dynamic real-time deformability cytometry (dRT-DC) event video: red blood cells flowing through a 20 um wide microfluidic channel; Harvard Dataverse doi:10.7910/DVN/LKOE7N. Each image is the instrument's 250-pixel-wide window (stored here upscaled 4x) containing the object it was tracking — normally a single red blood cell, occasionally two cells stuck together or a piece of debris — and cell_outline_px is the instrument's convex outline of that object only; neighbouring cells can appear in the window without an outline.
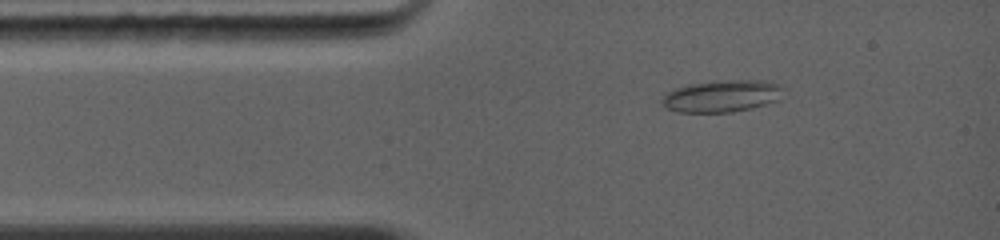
{"species": "common noctule bat (a hibernating species)", "species_latin": "Nyctalus noctula", "temperature_condition": "warm", "stored_images_in_passage": 61, "camera_frame_rate_fps": 5000, "um_per_image_px": 0.085, "animal": {"sex": "female", "body_mass_g": 19.0, "forearm_length_mm": 56.7}, "frame": {"image": 1, "passage_image": 7, "time_ms": 1.4, "image_size_px": [1000, 240], "cell_outline_px": [[784, 88], [776, 100], [764, 104], [732, 112], [676, 112], [668, 108], [664, 104], [664, 96], [672, 88], [688, 84], [716, 80], [768, 80]], "centroid_in_image_um": [61.33, 8.14], "position_along_channel_um": 23.7, "area_um2": 22.37}}
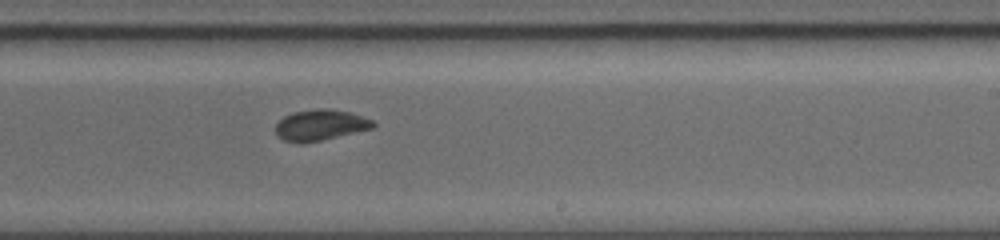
{"frame": {"image": 2, "passage_image": 32, "time_ms": 7.4, "image_size_px": [1000, 240], "cell_outline_px": [[376, 124], [372, 128], [320, 140], [284, 140], [276, 132], [276, 124], [284, 116], [292, 112], [316, 108], [328, 108], [352, 112], [372, 120]], "centroid_in_image_um": [27.27, 10.56], "position_along_channel_um": 261.7, "area_um2": 16.94}}
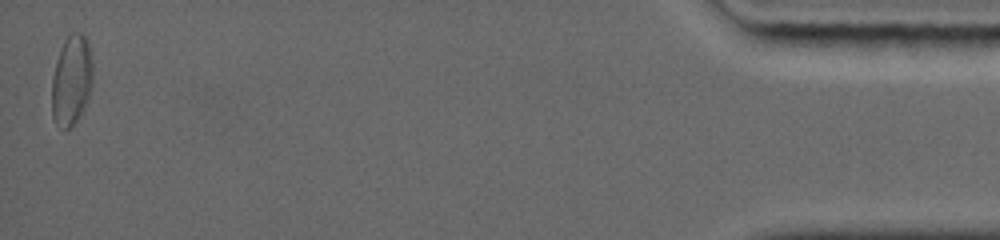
{"frame": {"image": 3, "passage_image": 61, "time_ms": 14.2, "image_size_px": [1000, 240], "cell_outline_px": [[92, 84], [88, 96], [76, 120], [68, 128], [64, 128], [52, 116], [52, 76], [56, 60], [64, 40], [72, 32], [80, 32], [88, 40], [92, 60]], "centroid_in_image_um": [6.08, 6.73], "position_along_channel_um": 429.1, "area_um2": 21.1}, "authors_computed_cell_mechanics": {"area_um2": 18.496, "velocity_mm_per_s": 4.3761, "shape_relaxation_time_tau1_ms": null, "shape_relaxation_time_tau2_ms": 2.1525, "deformation_change_tau1": null, "deformation_change_tau2": 0.066}}